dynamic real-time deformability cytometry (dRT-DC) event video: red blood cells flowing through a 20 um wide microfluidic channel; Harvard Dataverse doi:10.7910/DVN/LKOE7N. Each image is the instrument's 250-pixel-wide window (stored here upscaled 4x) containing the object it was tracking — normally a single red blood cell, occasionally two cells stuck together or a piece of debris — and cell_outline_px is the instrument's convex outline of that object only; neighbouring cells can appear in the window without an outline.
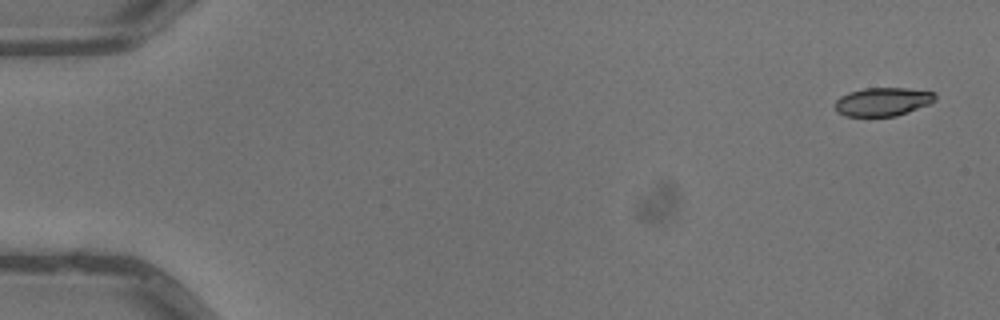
{"species": "common noctule bat (a hibernating species)", "species_latin": "Nyctalus noctula", "temperature_condition": "warm", "stored_images_in_passage": 5, "camera_frame_rate_fps": 3000, "um_per_image_px": 0.085, "animal": {"sex": "male", "body_mass_g": 13.3}, "frame": {"image": 1, "passage_image": 1, "time_ms": 0.0, "image_size_px": [1000, 320], "cell_outline_px": [[936, 100], [928, 104], [908, 112], [896, 116], [844, 116], [836, 112], [836, 100], [840, 96], [848, 92], [864, 88], [908, 88], [936, 92]], "centroid_in_image_um": [75.03, 8.64], "position_along_channel_um": 10.0, "area_um2": 16.7}}
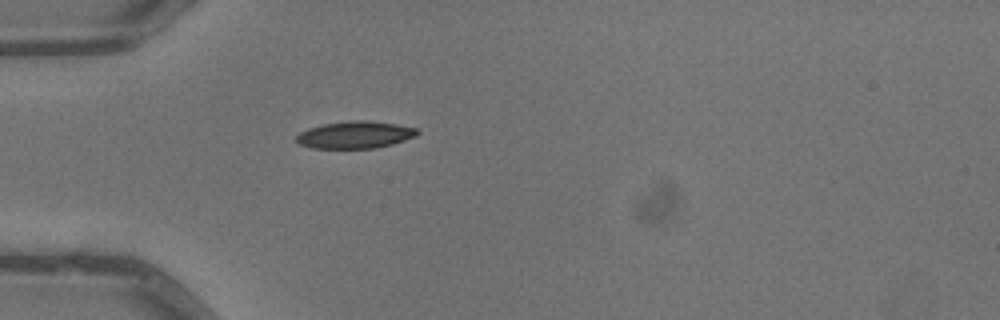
{"frame": {"image": 2, "passage_image": 5, "time_ms": 1.333, "image_size_px": [1000, 320], "cell_outline_px": [[420, 132], [416, 136], [392, 144], [376, 148], [312, 148], [300, 144], [296, 140], [296, 136], [300, 132], [308, 128], [324, 124], [352, 120], [368, 120], [396, 124], [416, 128]], "centroid_in_image_um": [30.19, 11.45], "position_along_channel_um": 54.8, "area_um2": 19.07}}